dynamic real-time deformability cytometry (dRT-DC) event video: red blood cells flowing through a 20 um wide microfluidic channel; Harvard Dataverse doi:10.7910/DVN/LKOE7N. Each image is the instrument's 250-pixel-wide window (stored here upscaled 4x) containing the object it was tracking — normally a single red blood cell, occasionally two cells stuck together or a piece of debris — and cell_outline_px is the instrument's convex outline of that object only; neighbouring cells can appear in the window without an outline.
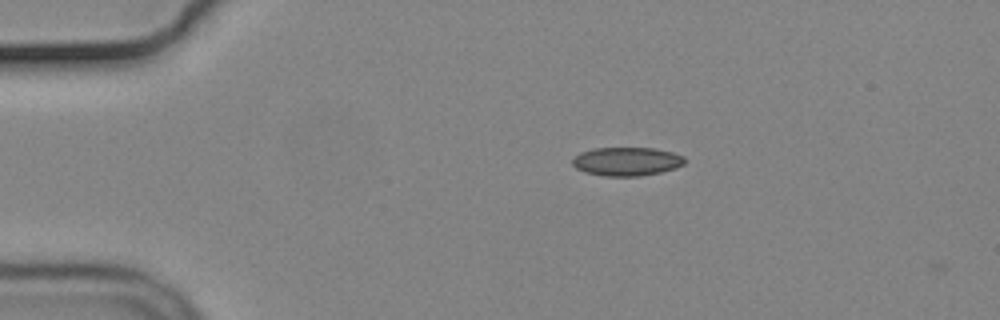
{"species": "common noctule bat (a hibernating species)", "species_latin": "Nyctalus noctula", "temperature_condition": "cold", "stored_images_in_passage": 3, "camera_frame_rate_fps": 3000, "um_per_image_px": 0.085, "animal": {"sex": "male", "body_mass_g": 19.2, "forearm_length_mm": 51.8}, "frame": {"image": 1, "passage_image": 1, "time_ms": 0.0, "image_size_px": [1000, 320], "cell_outline_px": [[684, 164], [676, 168], [660, 172], [640, 176], [604, 176], [584, 172], [576, 168], [572, 164], [572, 160], [580, 152], [592, 148], [652, 148], [672, 152], [684, 156]], "centroid_in_image_um": [53.25, 13.72], "position_along_channel_um": 31.7, "area_um2": 18.73}}